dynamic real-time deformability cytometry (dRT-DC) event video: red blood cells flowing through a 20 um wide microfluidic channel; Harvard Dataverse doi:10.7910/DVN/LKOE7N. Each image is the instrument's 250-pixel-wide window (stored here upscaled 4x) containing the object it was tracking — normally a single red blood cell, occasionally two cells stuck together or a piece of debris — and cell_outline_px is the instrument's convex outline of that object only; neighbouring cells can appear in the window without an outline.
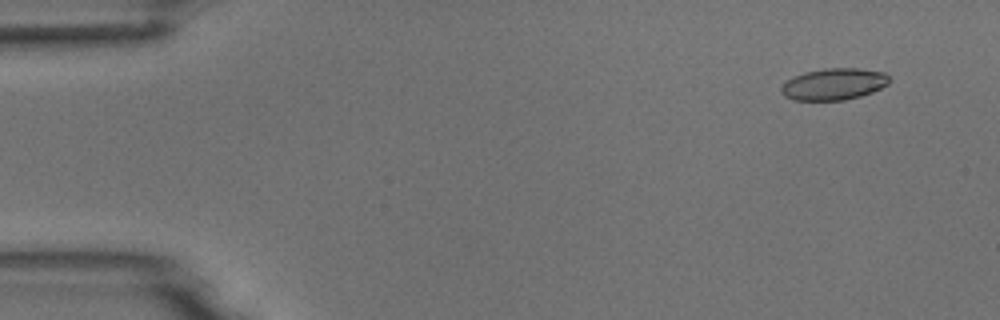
{"species": "common noctule bat (a hibernating species)", "species_latin": "Nyctalus noctula", "temperature_condition": "room temperature", "stored_images_in_passage": 5, "camera_frame_rate_fps": 3000, "um_per_image_px": 0.085, "animal": {"sex": "male", "body_mass_g": 18.8}, "frame": {"image": 1, "passage_image": 1, "time_ms": 0.0, "image_size_px": [1000, 320], "cell_outline_px": [[888, 84], [872, 92], [860, 96], [844, 100], [792, 100], [784, 96], [780, 92], [780, 88], [788, 80], [804, 72], [824, 68], [860, 68], [884, 72], [888, 76]], "centroid_in_image_um": [70.86, 7.15], "position_along_channel_um": 14.1, "area_um2": 19.88}}
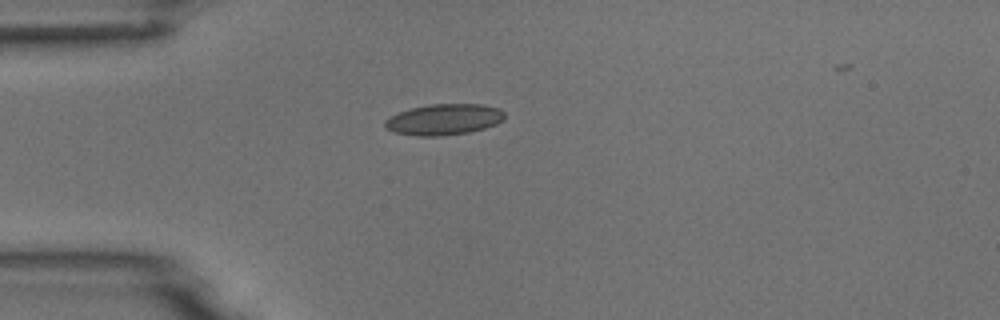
{"frame": {"image": 2, "passage_image": 4, "time_ms": 3.333, "image_size_px": [1000, 320], "cell_outline_px": [[504, 120], [496, 124], [484, 128], [468, 132], [440, 136], [416, 136], [392, 132], [384, 128], [384, 120], [400, 112], [412, 108], [432, 104], [480, 104], [500, 108], [504, 112]], "centroid_in_image_um": [37.73, 10.16], "position_along_channel_um": 47.3, "area_um2": 21.62}}